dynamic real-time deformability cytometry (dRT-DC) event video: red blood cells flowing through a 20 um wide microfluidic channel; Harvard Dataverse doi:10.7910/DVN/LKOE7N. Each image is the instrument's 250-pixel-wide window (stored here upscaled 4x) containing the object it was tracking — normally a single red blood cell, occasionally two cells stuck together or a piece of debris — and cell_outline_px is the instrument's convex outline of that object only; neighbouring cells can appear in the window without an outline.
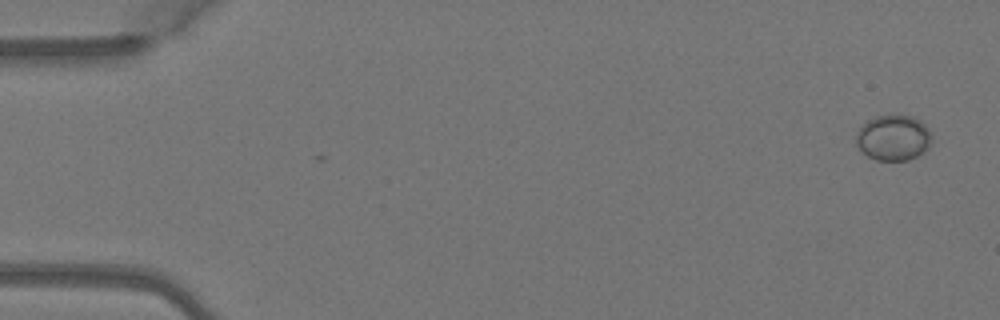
{"species": "Egyptian fruit bat (a non-hibernating species)", "species_latin": "Rousettus aegyptiacus", "temperature_condition": "warm", "stored_images_in_passage": 4, "camera_frame_rate_fps": 3000, "um_per_image_px": 0.085, "animal": {"sex": "female"}, "frame": {"image": 1, "passage_image": 4, "time_ms": 1.0, "image_size_px": [1000, 320], "cell_outline_px": [[932, 140], [928, 148], [916, 156], [908, 160], [876, 160], [868, 156], [856, 144], [856, 132], [868, 120], [876, 116], [912, 116], [920, 120], [928, 128], [932, 136]], "centroid_in_image_um": [75.95, 11.71], "position_along_channel_um": 9.1, "area_um2": 19.88}}